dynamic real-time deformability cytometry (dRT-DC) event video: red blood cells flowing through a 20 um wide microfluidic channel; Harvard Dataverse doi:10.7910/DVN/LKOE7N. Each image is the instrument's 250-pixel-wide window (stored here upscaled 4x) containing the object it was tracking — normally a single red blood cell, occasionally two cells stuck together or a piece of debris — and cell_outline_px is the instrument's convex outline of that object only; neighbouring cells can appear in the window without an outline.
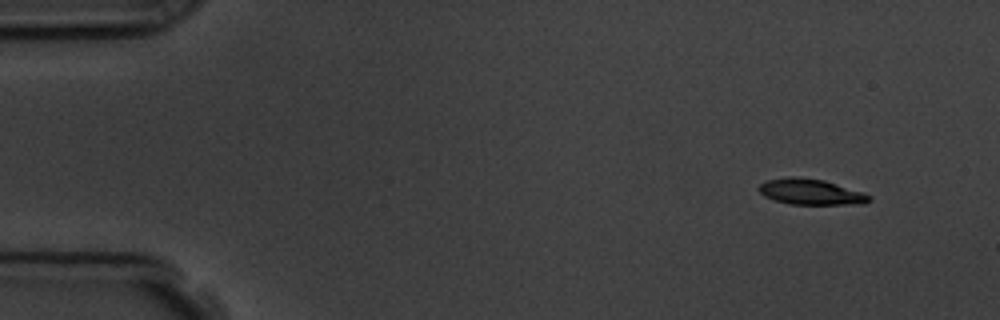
{"species": "common noctule bat (a hibernating species)", "species_latin": "Nyctalus noctula", "temperature_condition": "room temperature", "stored_images_in_passage": 4, "camera_frame_rate_fps": 3000, "um_per_image_px": 0.085, "animal": {"sex": "male", "body_mass_g": 19.5, "forearm_length_mm": 54.6}, "frame": {"image": 1, "passage_image": 1, "time_ms": 0.0, "image_size_px": [1000, 320], "cell_outline_px": [[872, 200], [864, 204], [788, 204], [764, 196], [756, 188], [760, 184], [768, 180], [788, 176], [796, 176], [824, 180], [864, 192], [872, 196]], "centroid_in_image_um": [68.94, 16.3], "position_along_channel_um": 16.1, "area_um2": 16.7}}
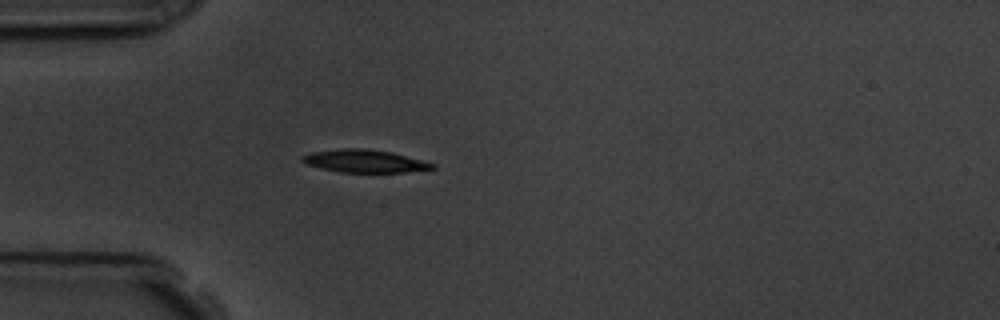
{"frame": {"image": 2, "passage_image": 4, "time_ms": 3.667, "image_size_px": [1000, 320], "cell_outline_px": [[436, 168], [404, 172], [340, 172], [308, 164], [300, 160], [300, 156], [312, 152], [336, 148], [368, 148], [392, 152], [436, 164]], "centroid_in_image_um": [30.98, 13.67], "position_along_channel_um": 54.0, "area_um2": 17.22}}